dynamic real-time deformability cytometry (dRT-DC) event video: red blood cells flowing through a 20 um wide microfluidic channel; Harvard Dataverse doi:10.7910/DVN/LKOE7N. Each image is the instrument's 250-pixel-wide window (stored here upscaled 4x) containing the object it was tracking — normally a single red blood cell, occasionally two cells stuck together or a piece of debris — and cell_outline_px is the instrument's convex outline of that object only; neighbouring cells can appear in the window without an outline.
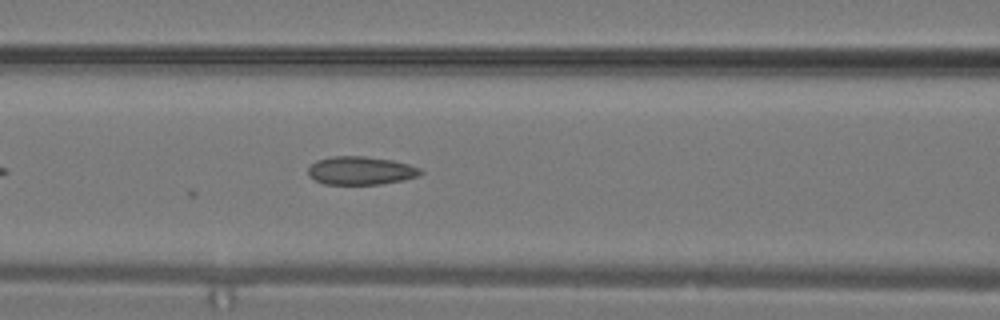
{"species": "common noctule bat (a hibernating species)", "species_latin": "Nyctalus noctula", "temperature_condition": "warm", "stored_images_in_passage": 18, "camera_frame_rate_fps": 3000, "um_per_image_px": 0.085, "animal": {"sex": "male", "body_mass_g": 19.2, "forearm_length_mm": 51.8}, "frame": {"image": 1, "passage_image": 9, "time_ms": 2.667, "image_size_px": [1000, 320], "cell_outline_px": [[424, 172], [420, 176], [404, 180], [380, 184], [324, 184], [308, 176], [308, 168], [316, 160], [332, 156], [364, 156], [392, 160], [408, 164], [420, 168]], "centroid_in_image_um": [30.68, 14.5], "position_along_channel_um": 135.9, "area_um2": 18.61}}
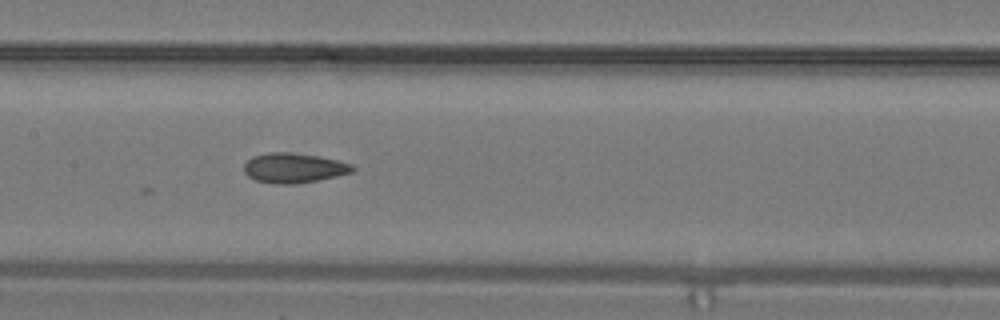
{"frame": {"image": 2, "passage_image": 11, "time_ms": 3.333, "image_size_px": [1000, 320], "cell_outline_px": [[356, 168], [352, 172], [336, 176], [316, 180], [292, 184], [276, 184], [256, 180], [248, 176], [244, 172], [244, 164], [252, 156], [268, 152], [288, 152], [320, 156], [352, 164]], "centroid_in_image_um": [24.96, 14.26], "position_along_channel_um": 182.4, "area_um2": 18.79}}
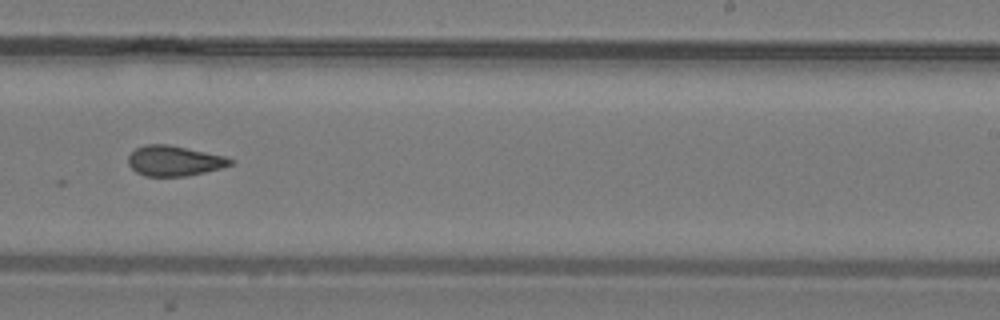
{"frame": {"image": 3, "passage_image": 15, "time_ms": 4.667, "image_size_px": [1000, 320], "cell_outline_px": [[236, 160], [232, 164], [220, 168], [204, 172], [184, 176], [144, 176], [136, 172], [128, 164], [128, 156], [136, 148], [144, 144], [168, 144], [224, 156]], "centroid_in_image_um": [14.79, 13.67], "position_along_channel_um": 274.2, "area_um2": 17.92}}